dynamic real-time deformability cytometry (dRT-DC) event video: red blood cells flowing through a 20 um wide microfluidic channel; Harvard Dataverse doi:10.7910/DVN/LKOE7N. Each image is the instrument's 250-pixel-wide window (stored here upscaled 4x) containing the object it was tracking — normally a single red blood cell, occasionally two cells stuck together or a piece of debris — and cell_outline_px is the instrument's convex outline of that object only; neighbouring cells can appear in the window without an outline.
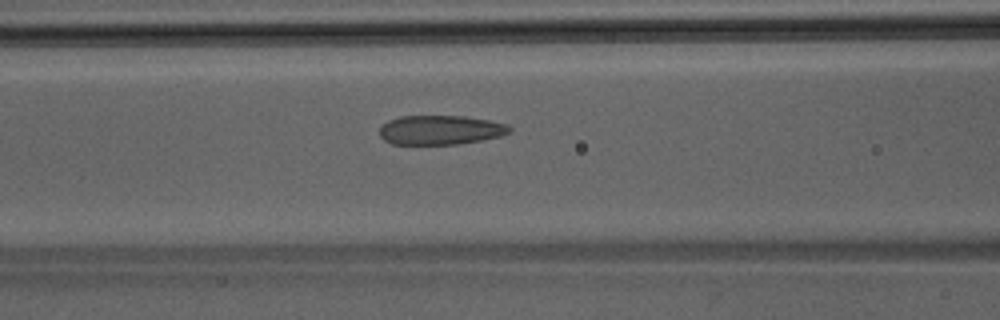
{"species": "Egyptian fruit bat (a non-hibernating species)", "species_latin": "Rousettus aegyptiacus", "temperature_condition": "room temperature", "stored_images_in_passage": 43, "camera_frame_rate_fps": 3000, "um_per_image_px": 0.085, "animal": {"sex": "male"}, "frame": {"image": 1, "passage_image": 16, "time_ms": 5.0, "image_size_px": [1000, 320], "cell_outline_px": [[512, 132], [500, 136], [480, 140], [456, 144], [392, 144], [384, 140], [380, 136], [380, 128], [388, 120], [400, 116], [464, 116], [488, 120], [508, 124], [512, 128]], "centroid_in_image_um": [37.45, 11.04], "position_along_channel_um": 129.2, "area_um2": 22.2}}
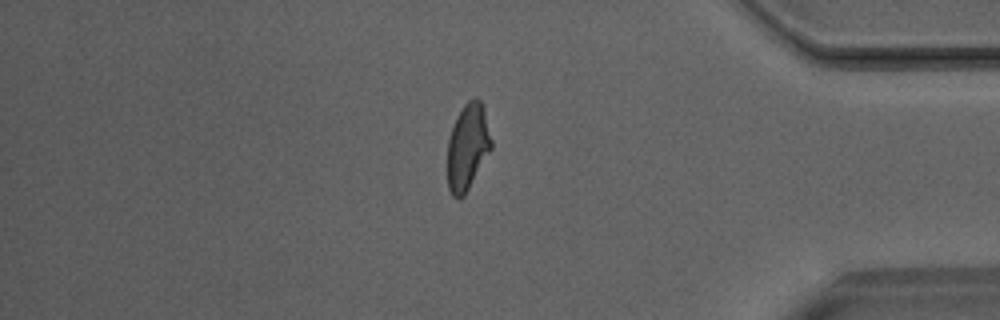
{"frame": {"image": 2, "passage_image": 36, "time_ms": 11.667, "image_size_px": [1000, 320], "cell_outline_px": [[492, 148], [464, 196], [460, 200], [452, 196], [448, 188], [448, 140], [456, 116], [464, 104], [468, 100], [480, 100], [484, 108], [492, 140]], "centroid_in_image_um": [39.75, 12.51], "position_along_channel_um": 395.5, "area_um2": 21.96}}
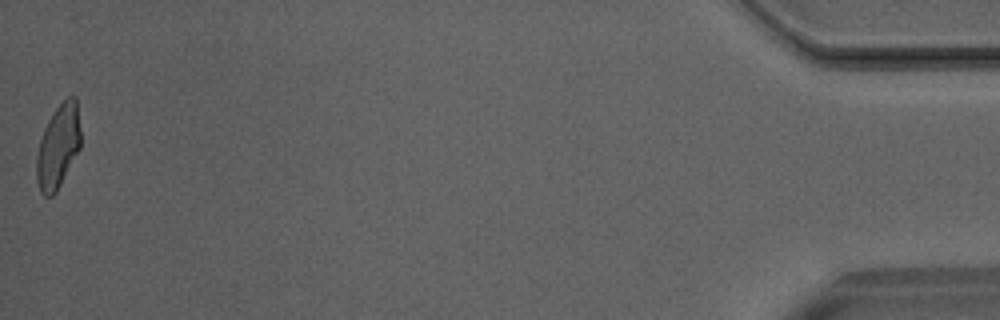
{"frame": {"image": 3, "passage_image": 43, "time_ms": 14.0, "image_size_px": [1000, 320], "cell_outline_px": [[80, 148], [56, 192], [52, 196], [44, 196], [40, 192], [36, 180], [36, 156], [40, 140], [44, 128], [48, 120], [56, 108], [68, 96], [76, 96], [80, 132]], "centroid_in_image_um": [4.93, 12.46], "position_along_channel_um": 430.3, "area_um2": 21.39}}